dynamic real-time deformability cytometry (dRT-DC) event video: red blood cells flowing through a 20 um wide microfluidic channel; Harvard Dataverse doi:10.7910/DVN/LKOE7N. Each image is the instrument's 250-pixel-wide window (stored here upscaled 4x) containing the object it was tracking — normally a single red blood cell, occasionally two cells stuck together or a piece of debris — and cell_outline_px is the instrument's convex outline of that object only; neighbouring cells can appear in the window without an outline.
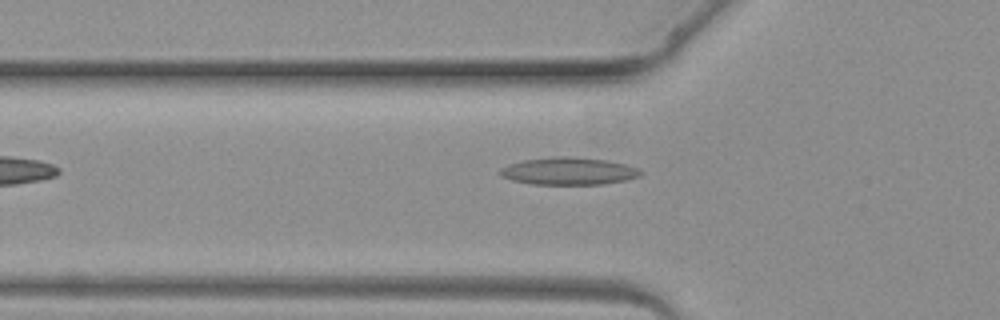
{"species": "common noctule bat (a hibernating species)", "species_latin": "Nyctalus noctula", "temperature_condition": "warm", "stored_images_in_passage": 4, "camera_frame_rate_fps": 3000, "um_per_image_px": 0.085, "animal": {"sex": "female", "body_mass_g": 19.3, "forearm_length_mm": 54.1}, "frame": {"image": 1, "passage_image": 4, "time_ms": 3.333, "image_size_px": [1000, 320], "cell_outline_px": [[644, 172], [640, 176], [628, 180], [604, 184], [532, 184], [512, 180], [504, 176], [500, 172], [508, 164], [524, 160], [556, 156], [576, 156], [608, 160], [624, 164], [636, 168]], "centroid_in_image_um": [48.41, 14.54], "position_along_channel_um": 77.4, "area_um2": 22.37}}